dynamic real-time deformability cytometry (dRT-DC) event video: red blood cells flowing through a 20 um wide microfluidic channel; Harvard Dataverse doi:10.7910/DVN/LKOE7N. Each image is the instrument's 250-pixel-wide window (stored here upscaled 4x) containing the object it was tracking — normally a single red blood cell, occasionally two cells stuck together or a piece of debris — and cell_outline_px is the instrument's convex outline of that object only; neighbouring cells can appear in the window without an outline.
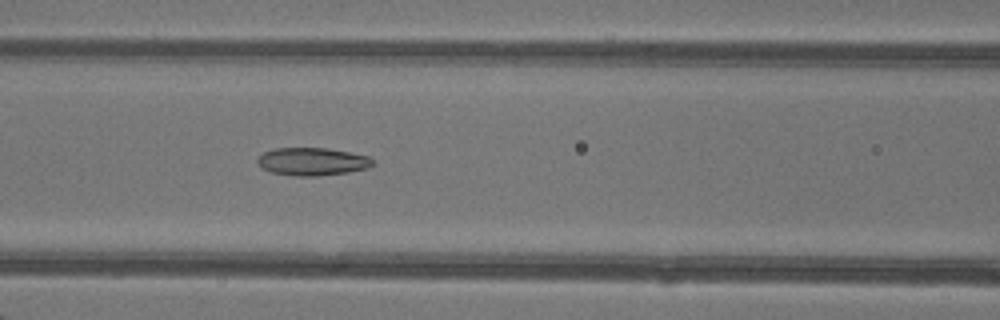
{"species": "common noctule bat (a hibernating species)", "species_latin": "Nyctalus noctula", "temperature_condition": "warm", "stored_images_in_passage": 49, "camera_frame_rate_fps": 3000, "um_per_image_px": 0.085, "animal": {"sex": "female"}, "frame": {"image": 1, "passage_image": 22, "time_ms": 7.0, "image_size_px": [1000, 320], "cell_outline_px": [[372, 164], [368, 168], [348, 172], [316, 176], [296, 176], [272, 172], [260, 168], [256, 164], [256, 160], [264, 152], [276, 148], [324, 148], [348, 152], [368, 156], [372, 160]], "centroid_in_image_um": [26.49, 13.74], "position_along_channel_um": 140.1, "area_um2": 18.55}}
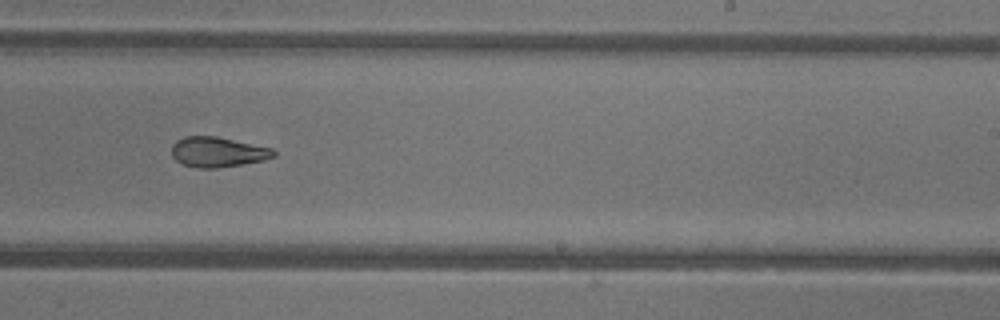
{"frame": {"image": 2, "passage_image": 31, "time_ms": 10.0, "image_size_px": [1000, 320], "cell_outline_px": [[276, 156], [264, 160], [216, 168], [196, 168], [184, 164], [176, 160], [172, 156], [172, 144], [176, 140], [184, 136], [216, 136], [272, 148], [276, 152]], "centroid_in_image_um": [18.49, 12.91], "position_along_channel_um": 270.5, "area_um2": 17.86}}
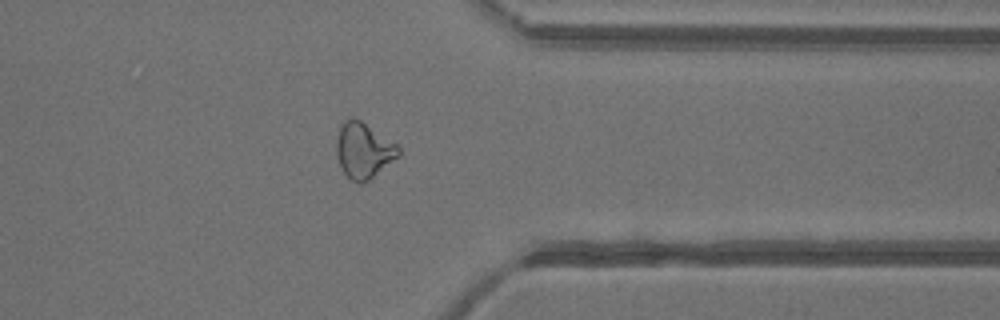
{"frame": {"image": 3, "passage_image": 39, "time_ms": 12.667, "image_size_px": [1000, 320], "cell_outline_px": [[400, 156], [368, 180], [360, 184], [352, 180], [340, 168], [336, 156], [336, 140], [340, 128], [344, 120], [352, 116], [360, 120], [396, 144], [400, 148]], "centroid_in_image_um": [30.88, 12.79], "position_along_channel_um": 380.5, "area_um2": 20.0}, "authors_computed_cell_mechanics": {"area_um2": 20.9814, "velocity_mm_per_s": 4.3565, "shape_relaxation_time_tau1_ms": null, "shape_relaxation_time_tau2_ms": 3.3057, "deformation_change_tau1": null, "deformation_change_tau2": 0.1166}}